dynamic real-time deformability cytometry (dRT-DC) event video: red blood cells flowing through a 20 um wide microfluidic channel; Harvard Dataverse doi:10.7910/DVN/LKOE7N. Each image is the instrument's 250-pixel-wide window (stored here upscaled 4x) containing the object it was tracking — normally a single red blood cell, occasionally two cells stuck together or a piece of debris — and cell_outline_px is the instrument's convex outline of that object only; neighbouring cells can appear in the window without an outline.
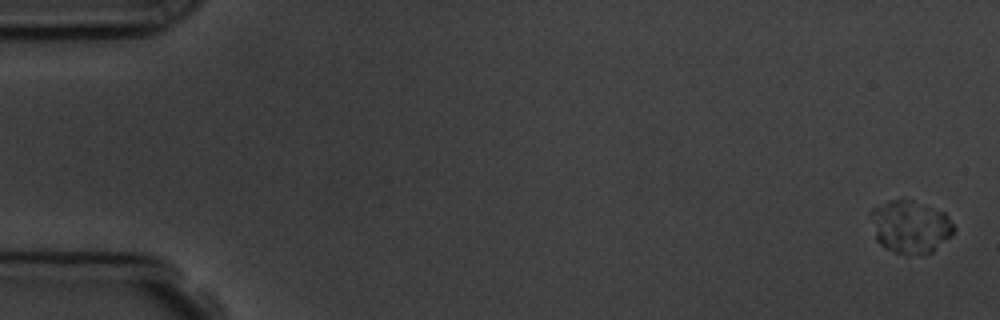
{"species": "common noctule bat (a hibernating species)", "species_latin": "Nyctalus noctula", "temperature_condition": "room temperature", "stored_images_in_passage": 8, "camera_frame_rate_fps": 3000, "um_per_image_px": 0.085, "animal": {"sex": "male", "body_mass_g": 19.5, "forearm_length_mm": 54.6}, "frame": {"image": 1, "passage_image": 1, "time_ms": 0.0, "image_size_px": [1000, 320], "cell_outline_px": [[956, 228], [952, 236], [932, 252], [896, 252], [884, 248], [876, 240], [872, 212], [872, 208], [888, 200], [912, 200], [944, 212], [948, 216]], "centroid_in_image_um": [77.42, 19.25], "position_along_channel_um": 7.6, "area_um2": 24.91}}
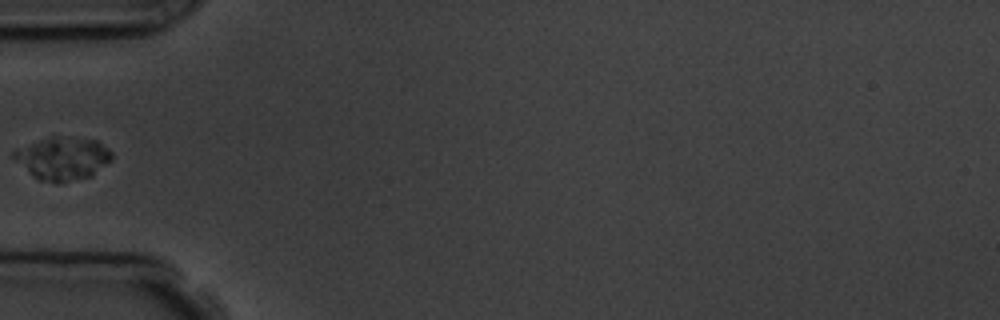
{"frame": {"image": 2, "passage_image": 6, "time_ms": 6.0, "image_size_px": [1000, 320], "cell_outline_px": [[112, 160], [92, 176], [68, 180], [40, 180], [32, 176], [12, 156], [12, 152], [16, 148], [52, 136], [96, 140], [108, 148], [112, 152]], "centroid_in_image_um": [5.34, 13.44], "position_along_channel_um": 79.7, "area_um2": 23.87}}
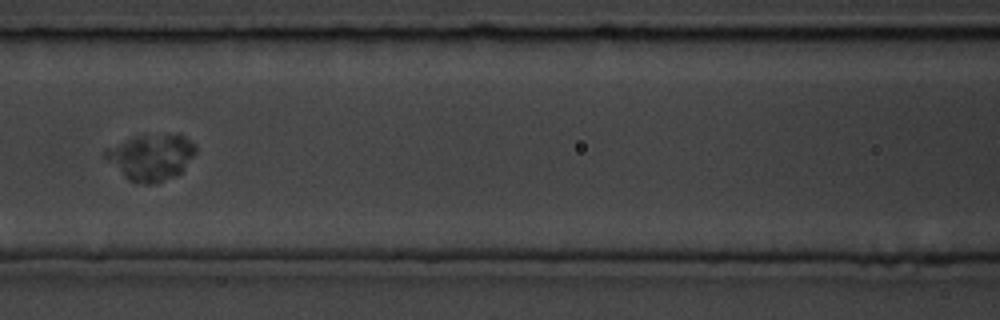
{"frame": {"image": 3, "passage_image": 8, "time_ms": 8.0, "image_size_px": [1000, 320], "cell_outline_px": [[196, 152], [180, 172], [176, 176], [152, 184], [144, 184], [128, 180], [104, 156], [104, 152], [108, 148], [132, 136], [176, 132], [180, 132], [196, 144]], "centroid_in_image_um": [12.89, 13.31], "position_along_channel_um": 153.7, "area_um2": 24.45}}